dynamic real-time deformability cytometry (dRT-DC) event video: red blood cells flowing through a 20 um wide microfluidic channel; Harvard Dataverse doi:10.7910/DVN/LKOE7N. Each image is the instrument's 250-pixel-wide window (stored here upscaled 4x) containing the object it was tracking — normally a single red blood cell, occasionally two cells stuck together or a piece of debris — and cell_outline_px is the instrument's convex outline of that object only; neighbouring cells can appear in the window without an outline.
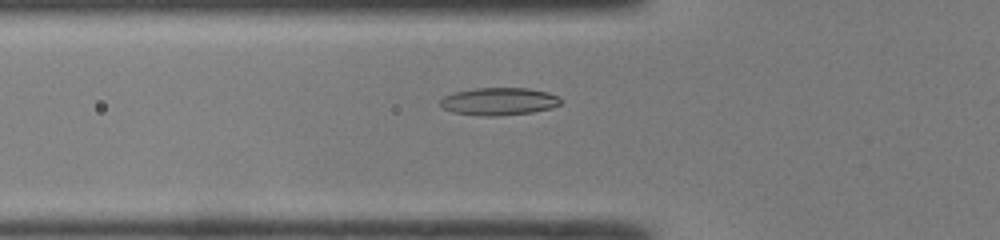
{"species": "common noctule bat (a hibernating species)", "species_latin": "Nyctalus noctula", "temperature_condition": "room temperature", "stored_images_in_passage": 46, "camera_frame_rate_fps": 3000, "um_per_image_px": 0.085, "animal": {"sex": "male", "body_mass_g": 19.0, "forearm_length_mm": 50.8}, "frame": {"image": 1, "passage_image": 15, "time_ms": 4.667, "image_size_px": [1000, 240], "cell_outline_px": [[564, 100], [560, 104], [552, 108], [532, 112], [500, 116], [484, 116], [452, 112], [444, 108], [440, 104], [440, 100], [444, 96], [456, 92], [476, 88], [528, 88], [548, 92]], "centroid_in_image_um": [42.44, 8.62], "position_along_channel_um": 83.4, "area_um2": 19.36}}
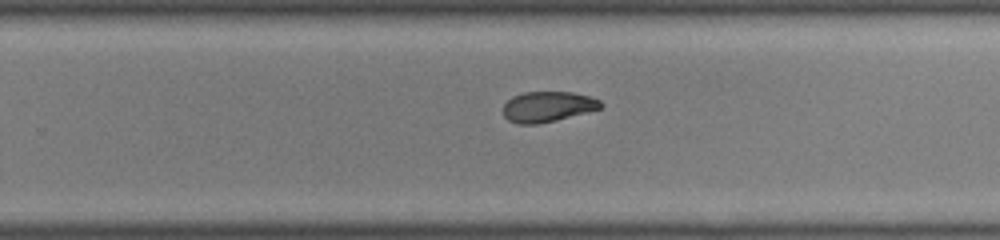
{"frame": {"image": 2, "passage_image": 29, "time_ms": 9.333, "image_size_px": [1000, 240], "cell_outline_px": [[604, 104], [600, 108], [588, 112], [536, 124], [516, 124], [508, 120], [504, 116], [504, 104], [512, 96], [524, 92], [572, 92], [588, 96], [600, 100]], "centroid_in_image_um": [46.54, 9.06], "position_along_channel_um": 283.3, "area_um2": 17.17}}
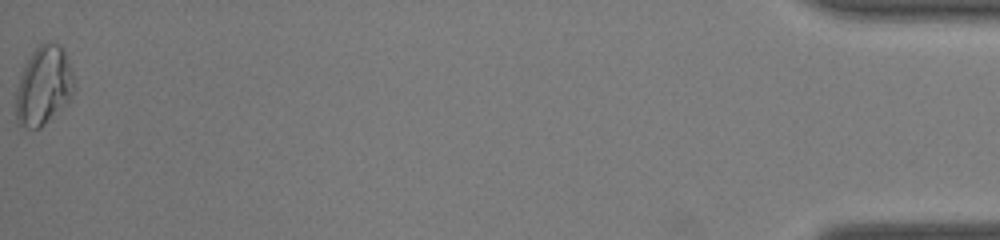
{"frame": {"image": 3, "passage_image": 46, "time_ms": 15.0, "image_size_px": [1000, 240], "cell_outline_px": [[76, 88], [68, 100], [40, 128], [28, 128], [16, 124], [16, 88], [24, 64], [32, 52], [40, 44], [60, 44], [68, 60], [72, 72]], "centroid_in_image_um": [3.69, 7.3], "position_along_channel_um": 431.5, "area_um2": 26.41}, "authors_computed_cell_mechanics": {"area_um2": 18.7272, "velocity_mm_per_s": 4.285, "shape_relaxation_time_tau1_ms": null, "shape_relaxation_time_tau2_ms": 2.6882, "deformation_change_tau1": null, "deformation_change_tau2": 0.0745}}